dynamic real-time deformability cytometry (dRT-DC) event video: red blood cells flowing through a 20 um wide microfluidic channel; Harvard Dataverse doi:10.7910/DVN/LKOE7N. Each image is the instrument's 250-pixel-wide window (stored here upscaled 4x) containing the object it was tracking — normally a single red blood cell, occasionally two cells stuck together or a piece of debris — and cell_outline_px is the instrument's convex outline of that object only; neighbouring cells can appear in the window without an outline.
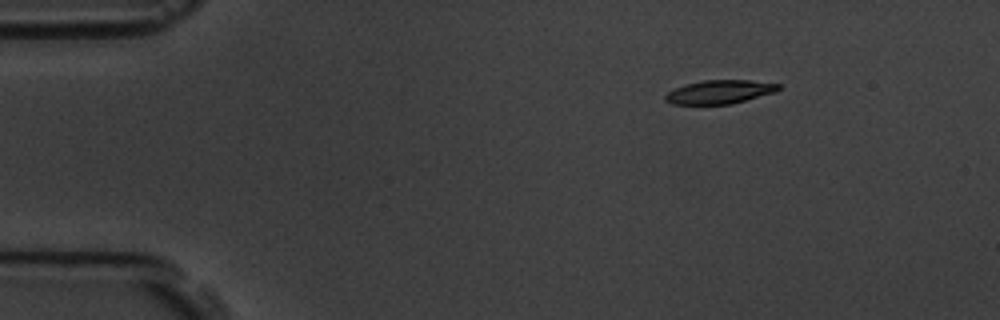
{"species": "common noctule bat (a hibernating species)", "species_latin": "Nyctalus noctula", "temperature_condition": "room temperature", "stored_images_in_passage": 3, "camera_frame_rate_fps": 3000, "um_per_image_px": 0.085, "animal": {"sex": "male", "body_mass_g": 19.5, "forearm_length_mm": 54.6}, "frame": {"image": 1, "passage_image": 1, "time_ms": 0.0, "image_size_px": [1000, 320], "cell_outline_px": [[780, 88], [776, 92], [732, 104], [672, 104], [664, 100], [664, 96], [668, 92], [676, 88], [688, 84], [704, 80], [748, 80], [780, 84]], "centroid_in_image_um": [61.19, 7.82], "position_along_channel_um": 23.8, "area_um2": 15.49}}